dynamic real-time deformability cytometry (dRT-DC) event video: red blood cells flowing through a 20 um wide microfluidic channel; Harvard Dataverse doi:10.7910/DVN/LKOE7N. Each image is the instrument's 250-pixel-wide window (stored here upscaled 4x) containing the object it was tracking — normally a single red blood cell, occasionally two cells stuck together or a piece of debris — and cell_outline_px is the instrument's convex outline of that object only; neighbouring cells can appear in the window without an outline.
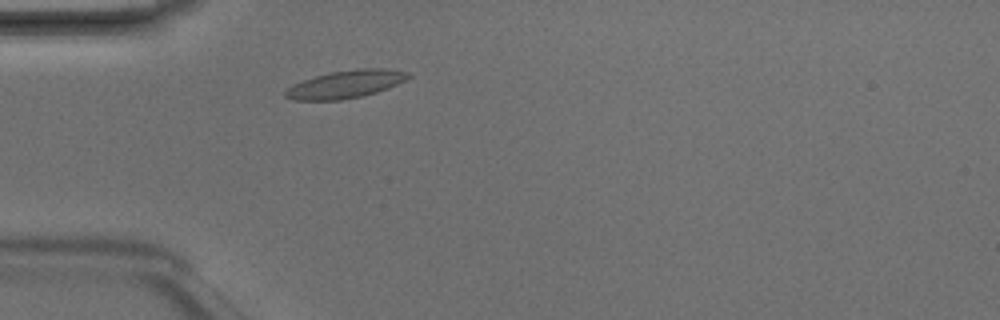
{"species": "Egyptian fruit bat (a non-hibernating species)", "species_latin": "Rousettus aegyptiacus", "temperature_condition": "room temperature", "stored_images_in_passage": 2, "camera_frame_rate_fps": 3000, "um_per_image_px": 0.085, "animal": {"sex": "male"}, "frame": {"image": 1, "passage_image": 2, "time_ms": 0.333, "image_size_px": [1000, 320], "cell_outline_px": [[412, 76], [388, 88], [376, 92], [360, 96], [340, 100], [292, 100], [284, 96], [284, 92], [292, 84], [316, 76], [332, 72], [356, 68], [388, 68], [408, 72]], "centroid_in_image_um": [29.38, 7.15], "position_along_channel_um": 55.6, "area_um2": 19.77}}